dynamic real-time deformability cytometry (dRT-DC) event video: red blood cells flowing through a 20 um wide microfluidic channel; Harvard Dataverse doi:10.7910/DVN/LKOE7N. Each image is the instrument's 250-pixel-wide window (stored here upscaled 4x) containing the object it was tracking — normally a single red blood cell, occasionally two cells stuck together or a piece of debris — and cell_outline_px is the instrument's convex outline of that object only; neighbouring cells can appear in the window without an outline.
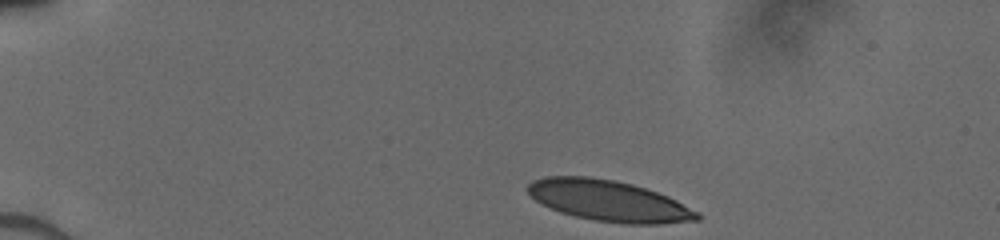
{"species": "human", "species_latin": "Homo sapiens", "temperature_condition": "cold", "stored_images_in_passage": 37, "camera_frame_rate_fps": 3000, "um_per_image_px": 0.085, "donor": {"sex": "male"}, "frame": {"image": 1, "passage_image": 1, "time_ms": 0.0, "image_size_px": [1000, 240], "cell_outline_px": [[700, 220], [656, 224], [624, 224], [596, 220], [576, 216], [560, 212], [536, 200], [528, 192], [528, 184], [532, 180], [544, 176], [588, 176], [612, 180], [632, 184], [668, 196], [700, 212]], "centroid_in_image_um": [51.77, 17.07], "position_along_channel_um": 33.2, "area_um2": 40.17}}
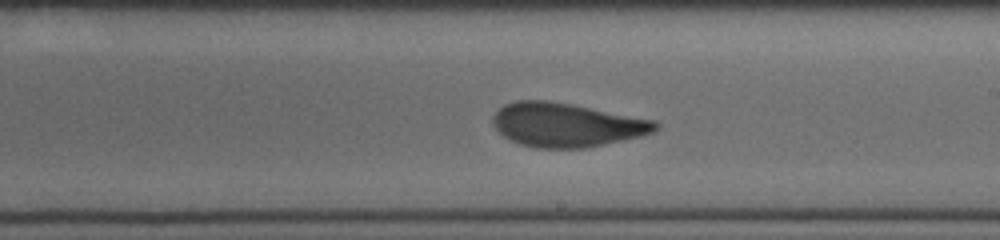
{"frame": {"image": 2, "passage_image": 22, "time_ms": 7.0, "image_size_px": [1000, 240], "cell_outline_px": [[660, 124], [652, 132], [640, 136], [588, 148], [536, 148], [520, 144], [504, 136], [492, 124], [492, 116], [504, 104], [516, 100], [548, 100], [572, 104], [656, 120]], "centroid_in_image_um": [48.14, 10.61], "position_along_channel_um": 240.9, "area_um2": 41.62}}
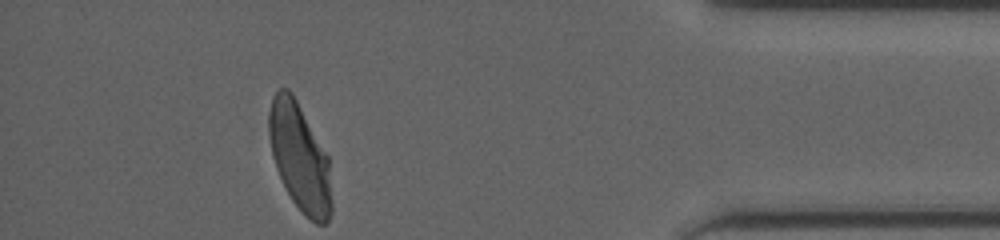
{"frame": {"image": 3, "passage_image": 37, "time_ms": 12.0, "image_size_px": [1000, 240], "cell_outline_px": [[332, 212], [328, 220], [324, 224], [316, 224], [292, 200], [276, 168], [272, 156], [268, 132], [268, 116], [272, 96], [276, 88], [288, 88], [292, 92], [328, 156], [332, 200]], "centroid_in_image_um": [25.47, 13.33], "position_along_channel_um": 409.7, "area_um2": 39.13}}